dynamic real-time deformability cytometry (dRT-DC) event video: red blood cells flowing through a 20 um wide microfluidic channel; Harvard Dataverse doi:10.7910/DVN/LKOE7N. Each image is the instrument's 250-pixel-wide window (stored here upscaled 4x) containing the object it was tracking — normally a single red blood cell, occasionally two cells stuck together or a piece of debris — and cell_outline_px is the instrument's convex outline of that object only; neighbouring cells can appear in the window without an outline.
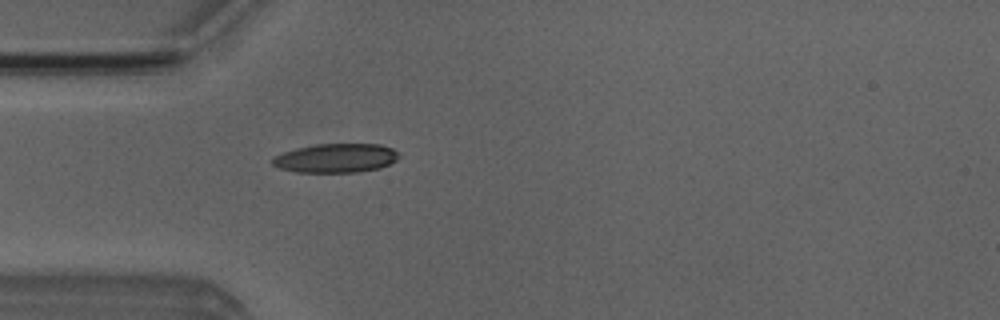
{"species": "Egyptian fruit bat (a non-hibernating species)", "species_latin": "Rousettus aegyptiacus", "temperature_condition": "room temperature", "stored_images_in_passage": 4, "camera_frame_rate_fps": 3000, "um_per_image_px": 0.085, "animal": {"sex": "male"}, "frame": {"image": 1, "passage_image": 4, "time_ms": 3.667, "image_size_px": [1000, 320], "cell_outline_px": [[396, 160], [380, 168], [356, 172], [296, 172], [280, 168], [272, 164], [268, 160], [284, 152], [296, 148], [316, 144], [380, 144], [392, 148], [396, 152]], "centroid_in_image_um": [28.5, 13.44], "position_along_channel_um": 56.5, "area_um2": 21.21}}